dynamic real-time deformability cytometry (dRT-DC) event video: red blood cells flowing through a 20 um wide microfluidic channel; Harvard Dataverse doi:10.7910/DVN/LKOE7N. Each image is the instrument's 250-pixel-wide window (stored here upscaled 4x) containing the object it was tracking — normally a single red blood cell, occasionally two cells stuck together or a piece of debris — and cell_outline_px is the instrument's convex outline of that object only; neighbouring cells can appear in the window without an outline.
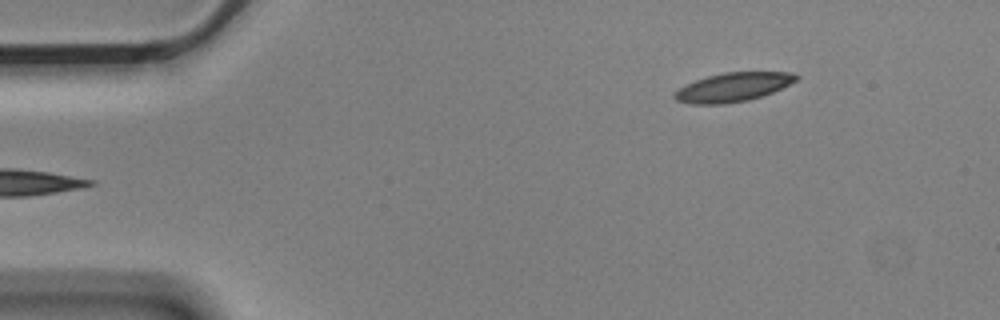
{"species": "Egyptian fruit bat (a non-hibernating species)", "species_latin": "Rousettus aegyptiacus", "temperature_condition": "cold", "stored_images_in_passage": 5, "camera_frame_rate_fps": 3000, "um_per_image_px": 0.085, "animal": {"sex": "male"}, "frame": {"image": 1, "passage_image": 5, "time_ms": 1.333, "image_size_px": [1000, 320], "cell_outline_px": [[800, 76], [796, 80], [772, 92], [748, 100], [724, 104], [692, 104], [676, 100], [672, 96], [672, 92], [696, 80], [708, 76], [724, 72], [792, 72]], "centroid_in_image_um": [62.27, 7.41], "position_along_channel_um": 22.7, "area_um2": 20.29}}